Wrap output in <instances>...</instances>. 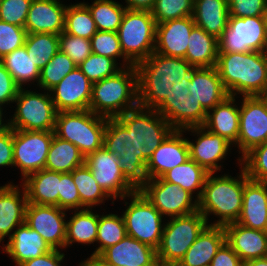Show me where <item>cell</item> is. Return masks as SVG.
Wrapping results in <instances>:
<instances>
[{"mask_svg":"<svg viewBox=\"0 0 267 266\" xmlns=\"http://www.w3.org/2000/svg\"><path fill=\"white\" fill-rule=\"evenodd\" d=\"M135 66L139 106L155 109L174 130L204 125L207 111L189 92L194 67L186 59L153 52Z\"/></svg>","mask_w":267,"mask_h":266,"instance_id":"cell-1","label":"cell"},{"mask_svg":"<svg viewBox=\"0 0 267 266\" xmlns=\"http://www.w3.org/2000/svg\"><path fill=\"white\" fill-rule=\"evenodd\" d=\"M239 169L237 177L226 173L222 176L208 174L198 199V211L208 225L225 226L237 222L242 211L244 184L249 178L242 166ZM211 215L218 219L210 223Z\"/></svg>","mask_w":267,"mask_h":266,"instance_id":"cell-2","label":"cell"},{"mask_svg":"<svg viewBox=\"0 0 267 266\" xmlns=\"http://www.w3.org/2000/svg\"><path fill=\"white\" fill-rule=\"evenodd\" d=\"M216 69L231 96H261L267 86L265 52L218 53Z\"/></svg>","mask_w":267,"mask_h":266,"instance_id":"cell-3","label":"cell"},{"mask_svg":"<svg viewBox=\"0 0 267 266\" xmlns=\"http://www.w3.org/2000/svg\"><path fill=\"white\" fill-rule=\"evenodd\" d=\"M139 106L138 74L135 65L92 83L89 110L105 118H117Z\"/></svg>","mask_w":267,"mask_h":266,"instance_id":"cell-4","label":"cell"},{"mask_svg":"<svg viewBox=\"0 0 267 266\" xmlns=\"http://www.w3.org/2000/svg\"><path fill=\"white\" fill-rule=\"evenodd\" d=\"M107 118L84 111L57 112L54 133L86 157L103 147Z\"/></svg>","mask_w":267,"mask_h":266,"instance_id":"cell-5","label":"cell"},{"mask_svg":"<svg viewBox=\"0 0 267 266\" xmlns=\"http://www.w3.org/2000/svg\"><path fill=\"white\" fill-rule=\"evenodd\" d=\"M133 135L134 148L147 164L153 152L174 130L155 109L138 106L116 118Z\"/></svg>","mask_w":267,"mask_h":266,"instance_id":"cell-6","label":"cell"},{"mask_svg":"<svg viewBox=\"0 0 267 266\" xmlns=\"http://www.w3.org/2000/svg\"><path fill=\"white\" fill-rule=\"evenodd\" d=\"M167 221L156 250L157 260L159 266H176L208 223L199 211Z\"/></svg>","mask_w":267,"mask_h":266,"instance_id":"cell-7","label":"cell"},{"mask_svg":"<svg viewBox=\"0 0 267 266\" xmlns=\"http://www.w3.org/2000/svg\"><path fill=\"white\" fill-rule=\"evenodd\" d=\"M117 33L123 55L133 65L154 52L156 22L150 11L126 9Z\"/></svg>","mask_w":267,"mask_h":266,"instance_id":"cell-8","label":"cell"},{"mask_svg":"<svg viewBox=\"0 0 267 266\" xmlns=\"http://www.w3.org/2000/svg\"><path fill=\"white\" fill-rule=\"evenodd\" d=\"M15 112L7 119V126L13 130L54 131L57 111L49 91L36 93L28 87L20 88Z\"/></svg>","mask_w":267,"mask_h":266,"instance_id":"cell-9","label":"cell"},{"mask_svg":"<svg viewBox=\"0 0 267 266\" xmlns=\"http://www.w3.org/2000/svg\"><path fill=\"white\" fill-rule=\"evenodd\" d=\"M126 199H130V203L126 202ZM120 200H124L126 207L122 216L127 236L133 237L157 250L161 242L165 222L161 213L139 190Z\"/></svg>","mask_w":267,"mask_h":266,"instance_id":"cell-10","label":"cell"},{"mask_svg":"<svg viewBox=\"0 0 267 266\" xmlns=\"http://www.w3.org/2000/svg\"><path fill=\"white\" fill-rule=\"evenodd\" d=\"M103 146L119 157L125 179L139 190L148 180L146 163L134 148L133 135L116 119L107 118Z\"/></svg>","mask_w":267,"mask_h":266,"instance_id":"cell-11","label":"cell"},{"mask_svg":"<svg viewBox=\"0 0 267 266\" xmlns=\"http://www.w3.org/2000/svg\"><path fill=\"white\" fill-rule=\"evenodd\" d=\"M218 53L265 52L267 30L265 16H229L228 27L218 40Z\"/></svg>","mask_w":267,"mask_h":266,"instance_id":"cell-12","label":"cell"},{"mask_svg":"<svg viewBox=\"0 0 267 266\" xmlns=\"http://www.w3.org/2000/svg\"><path fill=\"white\" fill-rule=\"evenodd\" d=\"M165 220L198 211V199L189 191L161 178L148 179L139 189Z\"/></svg>","mask_w":267,"mask_h":266,"instance_id":"cell-13","label":"cell"},{"mask_svg":"<svg viewBox=\"0 0 267 266\" xmlns=\"http://www.w3.org/2000/svg\"><path fill=\"white\" fill-rule=\"evenodd\" d=\"M54 131L13 130V167L21 172V181L45 169Z\"/></svg>","mask_w":267,"mask_h":266,"instance_id":"cell-14","label":"cell"},{"mask_svg":"<svg viewBox=\"0 0 267 266\" xmlns=\"http://www.w3.org/2000/svg\"><path fill=\"white\" fill-rule=\"evenodd\" d=\"M239 114V135L234 144L241 158L252 148L267 141V103L261 96H242Z\"/></svg>","mask_w":267,"mask_h":266,"instance_id":"cell-15","label":"cell"},{"mask_svg":"<svg viewBox=\"0 0 267 266\" xmlns=\"http://www.w3.org/2000/svg\"><path fill=\"white\" fill-rule=\"evenodd\" d=\"M85 165L91 170L99 186L113 200L112 204L116 199L137 191L121 172L119 157L109 153L104 146L86 156Z\"/></svg>","mask_w":267,"mask_h":266,"instance_id":"cell-16","label":"cell"},{"mask_svg":"<svg viewBox=\"0 0 267 266\" xmlns=\"http://www.w3.org/2000/svg\"><path fill=\"white\" fill-rule=\"evenodd\" d=\"M182 131L184 133L191 132V136L196 135L195 141L187 138L190 159L194 160L208 173L221 171L223 166L220 163L230 154L233 144L224 137L208 131L203 126L189 127Z\"/></svg>","mask_w":267,"mask_h":266,"instance_id":"cell-17","label":"cell"},{"mask_svg":"<svg viewBox=\"0 0 267 266\" xmlns=\"http://www.w3.org/2000/svg\"><path fill=\"white\" fill-rule=\"evenodd\" d=\"M68 211L57 206L28 203L25 223L42 236L44 241L56 250L66 248V216Z\"/></svg>","mask_w":267,"mask_h":266,"instance_id":"cell-18","label":"cell"},{"mask_svg":"<svg viewBox=\"0 0 267 266\" xmlns=\"http://www.w3.org/2000/svg\"><path fill=\"white\" fill-rule=\"evenodd\" d=\"M92 82L77 66L49 90L57 112L89 109Z\"/></svg>","mask_w":267,"mask_h":266,"instance_id":"cell-19","label":"cell"},{"mask_svg":"<svg viewBox=\"0 0 267 266\" xmlns=\"http://www.w3.org/2000/svg\"><path fill=\"white\" fill-rule=\"evenodd\" d=\"M182 130H173L153 152L146 164L147 178H161L167 171L190 159L187 137Z\"/></svg>","mask_w":267,"mask_h":266,"instance_id":"cell-20","label":"cell"},{"mask_svg":"<svg viewBox=\"0 0 267 266\" xmlns=\"http://www.w3.org/2000/svg\"><path fill=\"white\" fill-rule=\"evenodd\" d=\"M194 26L193 16L156 24L154 52L170 57L185 58L189 36Z\"/></svg>","mask_w":267,"mask_h":266,"instance_id":"cell-21","label":"cell"},{"mask_svg":"<svg viewBox=\"0 0 267 266\" xmlns=\"http://www.w3.org/2000/svg\"><path fill=\"white\" fill-rule=\"evenodd\" d=\"M0 186V243L11 238L15 229L25 223L27 194L22 184ZM22 190H21V189ZM1 245V244H0Z\"/></svg>","mask_w":267,"mask_h":266,"instance_id":"cell-22","label":"cell"},{"mask_svg":"<svg viewBox=\"0 0 267 266\" xmlns=\"http://www.w3.org/2000/svg\"><path fill=\"white\" fill-rule=\"evenodd\" d=\"M65 5L61 0H32L24 28L27 33L59 35L65 29Z\"/></svg>","mask_w":267,"mask_h":266,"instance_id":"cell-23","label":"cell"},{"mask_svg":"<svg viewBox=\"0 0 267 266\" xmlns=\"http://www.w3.org/2000/svg\"><path fill=\"white\" fill-rule=\"evenodd\" d=\"M99 257L113 266H159L156 249L130 236L106 248Z\"/></svg>","mask_w":267,"mask_h":266,"instance_id":"cell-24","label":"cell"},{"mask_svg":"<svg viewBox=\"0 0 267 266\" xmlns=\"http://www.w3.org/2000/svg\"><path fill=\"white\" fill-rule=\"evenodd\" d=\"M237 223L267 232V182L249 178L245 181L242 211Z\"/></svg>","mask_w":267,"mask_h":266,"instance_id":"cell-25","label":"cell"},{"mask_svg":"<svg viewBox=\"0 0 267 266\" xmlns=\"http://www.w3.org/2000/svg\"><path fill=\"white\" fill-rule=\"evenodd\" d=\"M226 243L246 262L267 256V232L233 222L223 226Z\"/></svg>","mask_w":267,"mask_h":266,"instance_id":"cell-26","label":"cell"},{"mask_svg":"<svg viewBox=\"0 0 267 266\" xmlns=\"http://www.w3.org/2000/svg\"><path fill=\"white\" fill-rule=\"evenodd\" d=\"M1 247V253L8 254L16 266L53 250L42 236L26 223L19 225L7 244H2Z\"/></svg>","mask_w":267,"mask_h":266,"instance_id":"cell-27","label":"cell"},{"mask_svg":"<svg viewBox=\"0 0 267 266\" xmlns=\"http://www.w3.org/2000/svg\"><path fill=\"white\" fill-rule=\"evenodd\" d=\"M188 89L207 112L229 96L216 67L194 68Z\"/></svg>","mask_w":267,"mask_h":266,"instance_id":"cell-28","label":"cell"},{"mask_svg":"<svg viewBox=\"0 0 267 266\" xmlns=\"http://www.w3.org/2000/svg\"><path fill=\"white\" fill-rule=\"evenodd\" d=\"M236 98H240V95L239 97L229 95L209 110L203 125L208 131L224 137L233 145L239 135L240 104L236 102Z\"/></svg>","mask_w":267,"mask_h":266,"instance_id":"cell-29","label":"cell"},{"mask_svg":"<svg viewBox=\"0 0 267 266\" xmlns=\"http://www.w3.org/2000/svg\"><path fill=\"white\" fill-rule=\"evenodd\" d=\"M225 242L223 226L207 225L176 266H210Z\"/></svg>","mask_w":267,"mask_h":266,"instance_id":"cell-30","label":"cell"},{"mask_svg":"<svg viewBox=\"0 0 267 266\" xmlns=\"http://www.w3.org/2000/svg\"><path fill=\"white\" fill-rule=\"evenodd\" d=\"M20 183L26 190L28 203L59 207L60 172L42 169Z\"/></svg>","mask_w":267,"mask_h":266,"instance_id":"cell-31","label":"cell"},{"mask_svg":"<svg viewBox=\"0 0 267 266\" xmlns=\"http://www.w3.org/2000/svg\"><path fill=\"white\" fill-rule=\"evenodd\" d=\"M193 19L196 26L219 40L228 27V0H194Z\"/></svg>","mask_w":267,"mask_h":266,"instance_id":"cell-32","label":"cell"},{"mask_svg":"<svg viewBox=\"0 0 267 266\" xmlns=\"http://www.w3.org/2000/svg\"><path fill=\"white\" fill-rule=\"evenodd\" d=\"M219 45L218 39L198 26L192 28L185 58L194 68L215 67Z\"/></svg>","mask_w":267,"mask_h":266,"instance_id":"cell-33","label":"cell"},{"mask_svg":"<svg viewBox=\"0 0 267 266\" xmlns=\"http://www.w3.org/2000/svg\"><path fill=\"white\" fill-rule=\"evenodd\" d=\"M93 209L74 210L67 220L66 248L73 246L74 242L90 246L96 243L99 214ZM96 213V214H95Z\"/></svg>","mask_w":267,"mask_h":266,"instance_id":"cell-34","label":"cell"},{"mask_svg":"<svg viewBox=\"0 0 267 266\" xmlns=\"http://www.w3.org/2000/svg\"><path fill=\"white\" fill-rule=\"evenodd\" d=\"M83 164H85V156L78 147L54 134L47 154L45 169L62 173L72 172Z\"/></svg>","mask_w":267,"mask_h":266,"instance_id":"cell-35","label":"cell"},{"mask_svg":"<svg viewBox=\"0 0 267 266\" xmlns=\"http://www.w3.org/2000/svg\"><path fill=\"white\" fill-rule=\"evenodd\" d=\"M0 62L20 88H25L30 83L34 85L35 82L37 83L35 85L38 87L40 69L33 63L31 57H29L25 45L8 53L0 59Z\"/></svg>","mask_w":267,"mask_h":266,"instance_id":"cell-36","label":"cell"},{"mask_svg":"<svg viewBox=\"0 0 267 266\" xmlns=\"http://www.w3.org/2000/svg\"><path fill=\"white\" fill-rule=\"evenodd\" d=\"M208 174L194 160L188 159L185 163L167 171L162 178L167 182L176 184L182 189L189 191L193 195L196 194L195 198L199 199Z\"/></svg>","mask_w":267,"mask_h":266,"instance_id":"cell-37","label":"cell"},{"mask_svg":"<svg viewBox=\"0 0 267 266\" xmlns=\"http://www.w3.org/2000/svg\"><path fill=\"white\" fill-rule=\"evenodd\" d=\"M72 179L79 192L80 210L100 206L108 199L111 201V198L99 186L91 170L85 164L72 171Z\"/></svg>","mask_w":267,"mask_h":266,"instance_id":"cell-38","label":"cell"},{"mask_svg":"<svg viewBox=\"0 0 267 266\" xmlns=\"http://www.w3.org/2000/svg\"><path fill=\"white\" fill-rule=\"evenodd\" d=\"M90 11L97 31L117 32L126 6L114 0H94L92 4L82 2Z\"/></svg>","mask_w":267,"mask_h":266,"instance_id":"cell-39","label":"cell"},{"mask_svg":"<svg viewBox=\"0 0 267 266\" xmlns=\"http://www.w3.org/2000/svg\"><path fill=\"white\" fill-rule=\"evenodd\" d=\"M126 236V227L122 214L119 216L114 213L99 214L96 239V244H99L91 255L99 256L106 248L119 243Z\"/></svg>","mask_w":267,"mask_h":266,"instance_id":"cell-40","label":"cell"},{"mask_svg":"<svg viewBox=\"0 0 267 266\" xmlns=\"http://www.w3.org/2000/svg\"><path fill=\"white\" fill-rule=\"evenodd\" d=\"M24 45L33 63L41 70L58 52L59 35L27 33Z\"/></svg>","mask_w":267,"mask_h":266,"instance_id":"cell-41","label":"cell"},{"mask_svg":"<svg viewBox=\"0 0 267 266\" xmlns=\"http://www.w3.org/2000/svg\"><path fill=\"white\" fill-rule=\"evenodd\" d=\"M70 4L65 12L64 32L90 40L97 28L89 9L82 2Z\"/></svg>","mask_w":267,"mask_h":266,"instance_id":"cell-42","label":"cell"},{"mask_svg":"<svg viewBox=\"0 0 267 266\" xmlns=\"http://www.w3.org/2000/svg\"><path fill=\"white\" fill-rule=\"evenodd\" d=\"M76 67L77 65L65 53L58 50L40 70L39 88L43 91H49Z\"/></svg>","mask_w":267,"mask_h":266,"instance_id":"cell-43","label":"cell"},{"mask_svg":"<svg viewBox=\"0 0 267 266\" xmlns=\"http://www.w3.org/2000/svg\"><path fill=\"white\" fill-rule=\"evenodd\" d=\"M90 41L93 53L114 59L117 63L122 59V68L133 65L123 55L117 32L97 31Z\"/></svg>","mask_w":267,"mask_h":266,"instance_id":"cell-44","label":"cell"},{"mask_svg":"<svg viewBox=\"0 0 267 266\" xmlns=\"http://www.w3.org/2000/svg\"><path fill=\"white\" fill-rule=\"evenodd\" d=\"M78 67L94 83L115 75L122 69V64L109 57L92 53Z\"/></svg>","mask_w":267,"mask_h":266,"instance_id":"cell-45","label":"cell"},{"mask_svg":"<svg viewBox=\"0 0 267 266\" xmlns=\"http://www.w3.org/2000/svg\"><path fill=\"white\" fill-rule=\"evenodd\" d=\"M194 0H156L151 13L156 24L193 16Z\"/></svg>","mask_w":267,"mask_h":266,"instance_id":"cell-46","label":"cell"},{"mask_svg":"<svg viewBox=\"0 0 267 266\" xmlns=\"http://www.w3.org/2000/svg\"><path fill=\"white\" fill-rule=\"evenodd\" d=\"M241 166L249 179L267 182V141L247 152L241 158Z\"/></svg>","mask_w":267,"mask_h":266,"instance_id":"cell-47","label":"cell"},{"mask_svg":"<svg viewBox=\"0 0 267 266\" xmlns=\"http://www.w3.org/2000/svg\"><path fill=\"white\" fill-rule=\"evenodd\" d=\"M59 50L77 66L93 53L89 39L67 34L64 31L59 34Z\"/></svg>","mask_w":267,"mask_h":266,"instance_id":"cell-48","label":"cell"},{"mask_svg":"<svg viewBox=\"0 0 267 266\" xmlns=\"http://www.w3.org/2000/svg\"><path fill=\"white\" fill-rule=\"evenodd\" d=\"M26 35L24 27L0 20V59L23 46Z\"/></svg>","mask_w":267,"mask_h":266,"instance_id":"cell-49","label":"cell"},{"mask_svg":"<svg viewBox=\"0 0 267 266\" xmlns=\"http://www.w3.org/2000/svg\"><path fill=\"white\" fill-rule=\"evenodd\" d=\"M32 0H1L0 20L24 27Z\"/></svg>","mask_w":267,"mask_h":266,"instance_id":"cell-50","label":"cell"},{"mask_svg":"<svg viewBox=\"0 0 267 266\" xmlns=\"http://www.w3.org/2000/svg\"><path fill=\"white\" fill-rule=\"evenodd\" d=\"M59 208L66 211L80 209V197L72 179V172H60Z\"/></svg>","mask_w":267,"mask_h":266,"instance_id":"cell-51","label":"cell"},{"mask_svg":"<svg viewBox=\"0 0 267 266\" xmlns=\"http://www.w3.org/2000/svg\"><path fill=\"white\" fill-rule=\"evenodd\" d=\"M229 16L255 17L267 12V0H228Z\"/></svg>","mask_w":267,"mask_h":266,"instance_id":"cell-52","label":"cell"},{"mask_svg":"<svg viewBox=\"0 0 267 266\" xmlns=\"http://www.w3.org/2000/svg\"><path fill=\"white\" fill-rule=\"evenodd\" d=\"M20 87L15 83L10 73L0 62V107L13 104Z\"/></svg>","mask_w":267,"mask_h":266,"instance_id":"cell-53","label":"cell"},{"mask_svg":"<svg viewBox=\"0 0 267 266\" xmlns=\"http://www.w3.org/2000/svg\"><path fill=\"white\" fill-rule=\"evenodd\" d=\"M13 167V129L9 126L0 132V167Z\"/></svg>","mask_w":267,"mask_h":266,"instance_id":"cell-54","label":"cell"},{"mask_svg":"<svg viewBox=\"0 0 267 266\" xmlns=\"http://www.w3.org/2000/svg\"><path fill=\"white\" fill-rule=\"evenodd\" d=\"M243 264L237 253L225 242L217 251L210 266H243Z\"/></svg>","mask_w":267,"mask_h":266,"instance_id":"cell-55","label":"cell"},{"mask_svg":"<svg viewBox=\"0 0 267 266\" xmlns=\"http://www.w3.org/2000/svg\"><path fill=\"white\" fill-rule=\"evenodd\" d=\"M64 258L65 254L62 250L53 249L37 258L23 262L19 266H62L61 263L64 262Z\"/></svg>","mask_w":267,"mask_h":266,"instance_id":"cell-56","label":"cell"},{"mask_svg":"<svg viewBox=\"0 0 267 266\" xmlns=\"http://www.w3.org/2000/svg\"><path fill=\"white\" fill-rule=\"evenodd\" d=\"M156 0H125L126 8L129 10L152 11Z\"/></svg>","mask_w":267,"mask_h":266,"instance_id":"cell-57","label":"cell"},{"mask_svg":"<svg viewBox=\"0 0 267 266\" xmlns=\"http://www.w3.org/2000/svg\"><path fill=\"white\" fill-rule=\"evenodd\" d=\"M79 266H113L106 263L102 258L96 255L89 256L86 260L80 262Z\"/></svg>","mask_w":267,"mask_h":266,"instance_id":"cell-58","label":"cell"},{"mask_svg":"<svg viewBox=\"0 0 267 266\" xmlns=\"http://www.w3.org/2000/svg\"><path fill=\"white\" fill-rule=\"evenodd\" d=\"M243 266H267V256L248 260L244 262Z\"/></svg>","mask_w":267,"mask_h":266,"instance_id":"cell-59","label":"cell"},{"mask_svg":"<svg viewBox=\"0 0 267 266\" xmlns=\"http://www.w3.org/2000/svg\"><path fill=\"white\" fill-rule=\"evenodd\" d=\"M3 110H4V109H2V108L0 107V132H1L4 128L7 127V120L5 121V120L3 119L4 113H5V112H3ZM5 122H6V123H5Z\"/></svg>","mask_w":267,"mask_h":266,"instance_id":"cell-60","label":"cell"},{"mask_svg":"<svg viewBox=\"0 0 267 266\" xmlns=\"http://www.w3.org/2000/svg\"><path fill=\"white\" fill-rule=\"evenodd\" d=\"M261 97L266 101L267 103V86H266V89L264 91V93L261 95Z\"/></svg>","mask_w":267,"mask_h":266,"instance_id":"cell-61","label":"cell"},{"mask_svg":"<svg viewBox=\"0 0 267 266\" xmlns=\"http://www.w3.org/2000/svg\"><path fill=\"white\" fill-rule=\"evenodd\" d=\"M264 16H265V25H266V30H267V12Z\"/></svg>","mask_w":267,"mask_h":266,"instance_id":"cell-62","label":"cell"},{"mask_svg":"<svg viewBox=\"0 0 267 266\" xmlns=\"http://www.w3.org/2000/svg\"><path fill=\"white\" fill-rule=\"evenodd\" d=\"M265 54H266V57H267V46H266V49H265Z\"/></svg>","mask_w":267,"mask_h":266,"instance_id":"cell-63","label":"cell"}]
</instances>
